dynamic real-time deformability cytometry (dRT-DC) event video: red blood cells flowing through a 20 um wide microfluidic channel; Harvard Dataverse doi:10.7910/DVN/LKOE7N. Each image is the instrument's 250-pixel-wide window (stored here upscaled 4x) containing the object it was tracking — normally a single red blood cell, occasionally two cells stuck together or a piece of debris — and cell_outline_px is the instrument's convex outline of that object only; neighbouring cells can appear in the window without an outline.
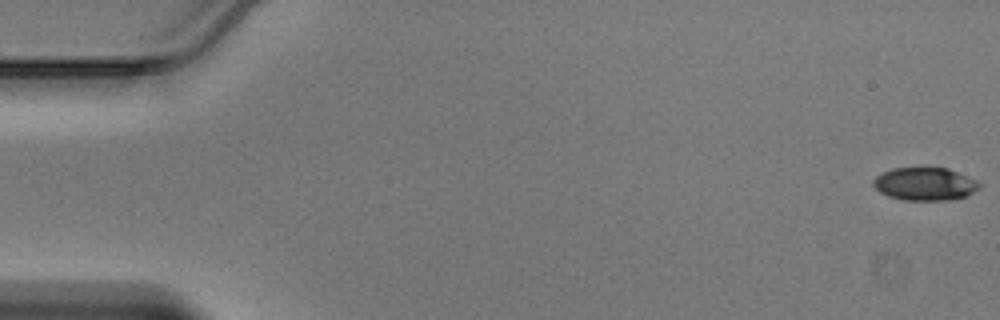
{"species": "Egyptian fruit bat (a non-hibernating species)", "species_latin": "Rousettus aegyptiacus", "temperature_condition": "warm", "stored_images_in_passage": 47, "camera_frame_rate_fps": 3000, "um_per_image_px": 0.085, "animal": {"sex": "male"}, "frame": {"image": 1, "passage_image": 1, "time_ms": 0.0, "image_size_px": [1000, 320], "cell_outline_px": [[980, 188], [964, 196], [948, 200], [904, 200], [888, 196], [880, 192], [872, 184], [872, 180], [876, 176], [892, 168], [948, 168], [976, 180], [980, 184]], "centroid_in_image_um": [78.59, 15.63], "position_along_channel_um": 6.4, "area_um2": 20.17}}
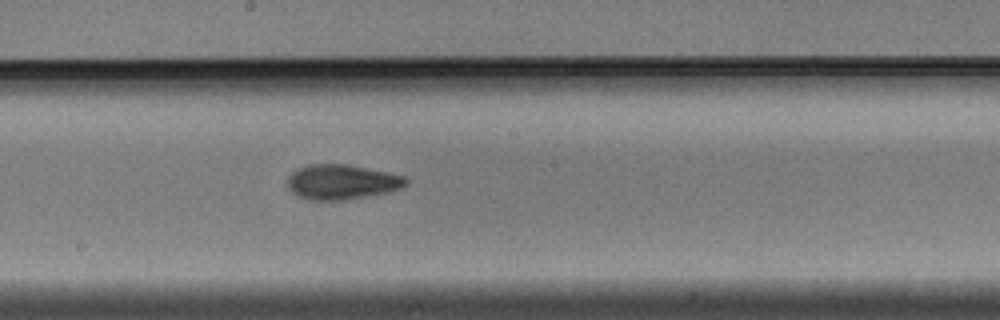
{"frame": {"image": 2, "passage_image": 26, "time_ms": 8.333, "image_size_px": [1000, 320], "cell_outline_px": [[408, 184], [404, 188], [388, 192], [340, 200], [312, 200], [300, 196], [292, 192], [288, 188], [288, 176], [292, 172], [308, 164], [348, 164], [388, 172], [404, 176], [408, 180]], "centroid_in_image_um": [29.08, 15.45], "position_along_channel_um": 219.1, "area_um2": 23.99}}
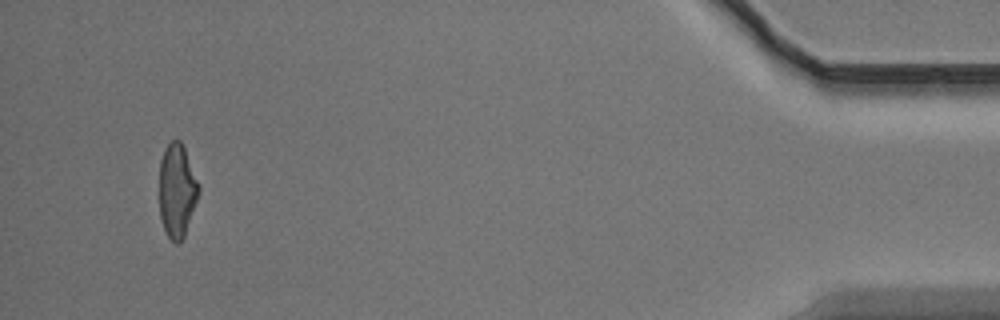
{"frame": {"image": 3, "passage_image": 45, "time_ms": 14.667, "image_size_px": [1000, 320], "cell_outline_px": [[200, 192], [184, 236], [176, 244], [168, 236], [164, 228], [160, 216], [160, 160], [164, 148], [172, 140], [180, 140], [184, 148], [200, 184]], "centroid_in_image_um": [15.06, 16.17], "position_along_channel_um": 420.1, "area_um2": 21.39}}